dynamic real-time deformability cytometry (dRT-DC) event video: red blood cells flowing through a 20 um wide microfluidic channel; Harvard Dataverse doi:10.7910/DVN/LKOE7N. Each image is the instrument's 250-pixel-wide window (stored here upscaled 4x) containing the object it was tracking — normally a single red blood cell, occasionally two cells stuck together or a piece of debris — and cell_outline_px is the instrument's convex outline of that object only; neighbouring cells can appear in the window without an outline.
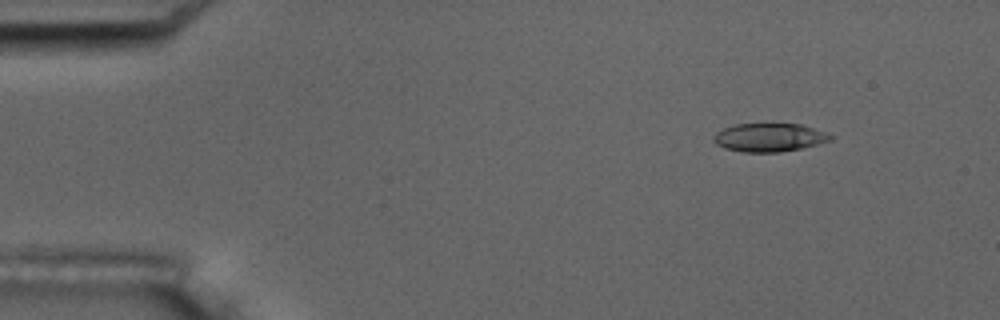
{"species": "common noctule bat (a hibernating species)", "species_latin": "Nyctalus noctula", "temperature_condition": "room temperature", "stored_images_in_passage": 6, "camera_frame_rate_fps": 3000, "um_per_image_px": 0.085, "animal": {"sex": "male", "body_mass_g": 17.5, "forearm_length_mm": 52.3}, "frame": {"image": 1, "passage_image": 2, "time_ms": 1.0, "image_size_px": [1000, 320], "cell_outline_px": [[836, 136], [832, 140], [800, 148], [780, 152], [744, 152], [724, 148], [716, 144], [712, 140], [712, 136], [716, 132], [724, 128], [736, 124], [800, 124]], "centroid_in_image_um": [65.36, 11.68], "position_along_channel_um": 19.6, "area_um2": 19.25}}